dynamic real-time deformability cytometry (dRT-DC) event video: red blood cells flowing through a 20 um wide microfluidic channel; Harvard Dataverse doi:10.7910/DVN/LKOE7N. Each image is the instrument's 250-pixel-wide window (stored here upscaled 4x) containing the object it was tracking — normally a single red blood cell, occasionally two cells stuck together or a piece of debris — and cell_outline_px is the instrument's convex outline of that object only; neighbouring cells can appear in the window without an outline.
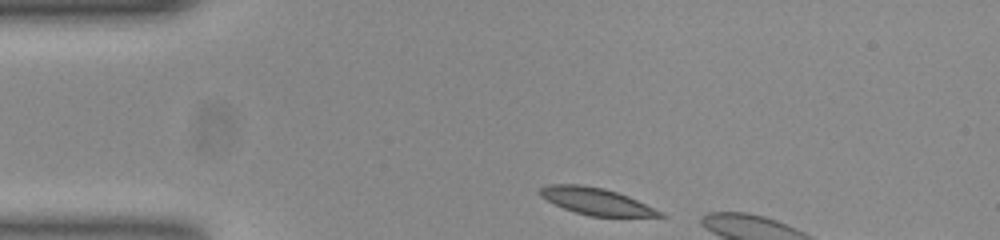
{"species": "common noctule bat (a hibernating species)", "species_latin": "Nyctalus noctula", "temperature_condition": "room temperature", "stored_images_in_passage": 9, "camera_frame_rate_fps": 3000, "um_per_image_px": 0.085, "animal": {"sex": "female", "body_mass_g": 23.0, "forearm_length_mm": 53.4}, "frame": {"image": 1, "passage_image": 1, "time_ms": 0.0, "image_size_px": [1000, 240], "cell_outline_px": [[664, 216], [588, 216], [564, 208], [540, 196], [536, 192], [540, 188], [548, 184], [580, 184], [604, 188], [628, 196], [660, 212]], "centroid_in_image_um": [50.57, 17.08], "position_along_channel_um": 34.4, "area_um2": 18.32}}
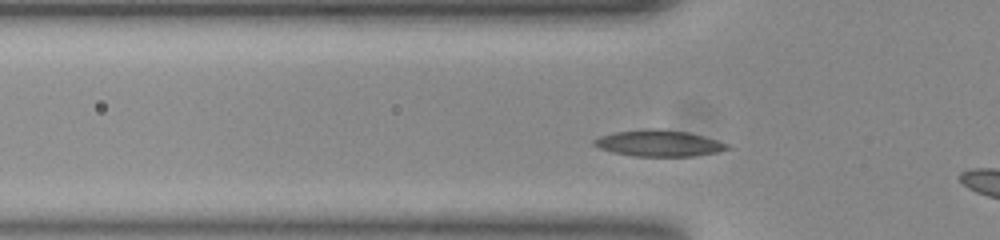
{"frame": {"image": 2, "passage_image": 7, "time_ms": 2.0, "image_size_px": [1000, 240], "cell_outline_px": [[732, 148], [716, 152], [692, 156], [636, 156], [612, 152], [600, 148], [592, 144], [592, 140], [600, 136], [616, 132], [644, 128], [656, 128], [688, 132], [704, 136], [728, 144]], "centroid_in_image_um": [55.99, 12.17], "position_along_channel_um": 69.8, "area_um2": 20.4}}